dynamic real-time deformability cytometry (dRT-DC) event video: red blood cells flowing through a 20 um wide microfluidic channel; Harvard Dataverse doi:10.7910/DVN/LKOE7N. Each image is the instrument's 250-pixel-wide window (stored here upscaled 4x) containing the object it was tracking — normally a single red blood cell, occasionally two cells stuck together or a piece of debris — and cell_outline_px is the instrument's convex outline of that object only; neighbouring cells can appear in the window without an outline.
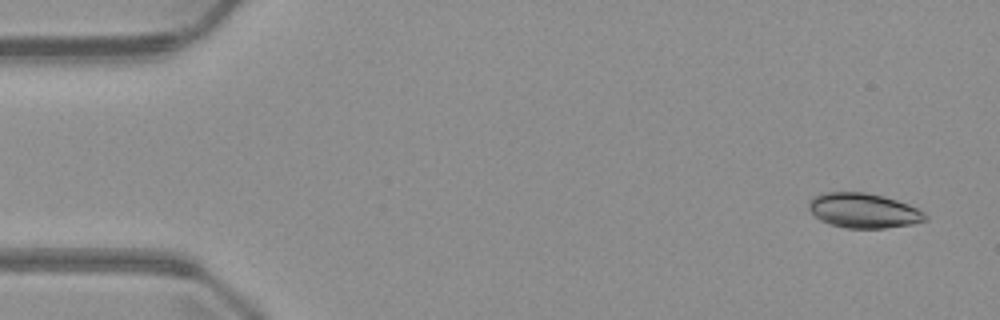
{"species": "common noctule bat (a hibernating species)", "species_latin": "Nyctalus noctula", "temperature_condition": "warm", "stored_images_in_passage": 4, "segment_of_instrument_passage": [2, 2], "camera_frame_rate_fps": 3000, "um_per_image_px": 0.085, "animal": {"sex": "male", "body_mass_g": 23.1, "forearm_length_mm": 52.7}, "frame": {"image": 1, "passage_image": 4, "time_ms": 4.333, "image_size_px": [1000, 320], "cell_outline_px": [[928, 220], [912, 224], [884, 228], [844, 228], [820, 220], [808, 208], [808, 200], [812, 196], [820, 192], [864, 192], [884, 196], [908, 204], [924, 212], [928, 216]], "centroid_in_image_um": [73.38, 17.89], "position_along_channel_um": 11.6, "area_um2": 23.76}}